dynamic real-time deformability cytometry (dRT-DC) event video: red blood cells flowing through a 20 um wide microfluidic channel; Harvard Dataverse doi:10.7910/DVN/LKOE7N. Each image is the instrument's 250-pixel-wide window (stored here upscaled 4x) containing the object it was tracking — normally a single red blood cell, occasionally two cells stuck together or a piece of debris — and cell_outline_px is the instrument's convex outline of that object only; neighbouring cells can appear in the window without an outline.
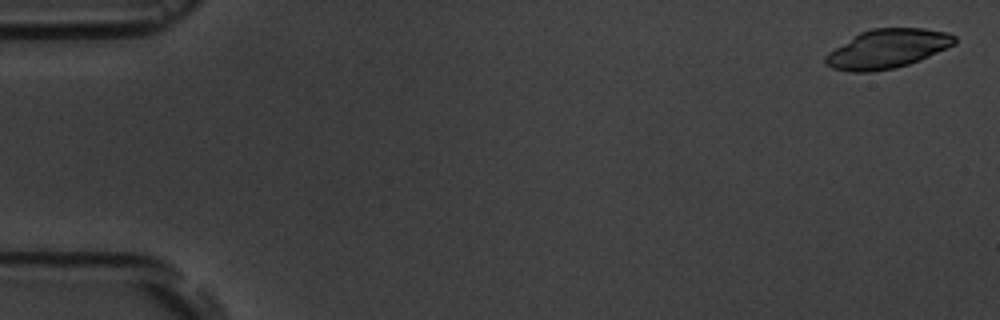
{"species": "common noctule bat (a hibernating species)", "species_latin": "Nyctalus noctula", "temperature_condition": "room temperature", "stored_images_in_passage": 4, "camera_frame_rate_fps": 3000, "um_per_image_px": 0.085, "animal": {"sex": "male", "body_mass_g": 19.5, "forearm_length_mm": 54.6}, "frame": {"image": 1, "passage_image": 1, "time_ms": 0.0, "image_size_px": [1000, 320], "cell_outline_px": [[956, 44], [920, 60], [896, 68], [868, 72], [848, 72], [832, 68], [824, 64], [824, 56], [828, 52], [860, 32], [872, 28], [924, 28], [948, 32], [956, 36]], "centroid_in_image_um": [75.42, 4.15], "position_along_channel_um": 9.6, "area_um2": 29.54}}